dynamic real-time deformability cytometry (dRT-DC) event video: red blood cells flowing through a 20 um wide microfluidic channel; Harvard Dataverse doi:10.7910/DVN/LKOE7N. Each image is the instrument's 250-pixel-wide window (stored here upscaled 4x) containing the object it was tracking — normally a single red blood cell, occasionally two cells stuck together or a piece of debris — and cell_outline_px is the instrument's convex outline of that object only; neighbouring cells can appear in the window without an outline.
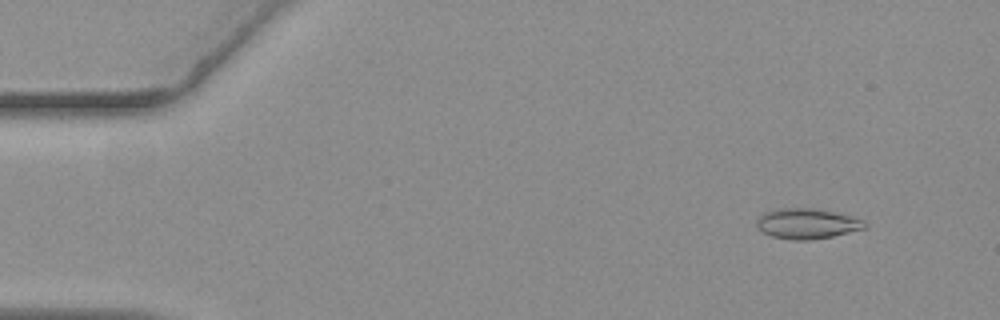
{"species": "common noctule bat (a hibernating species)", "species_latin": "Nyctalus noctula", "temperature_condition": "warm", "stored_images_in_passage": 53, "camera_frame_rate_fps": 3000, "um_per_image_px": 0.085, "animal": {"sex": "female", "body_mass_g": 19.3, "forearm_length_mm": 54.1}, "frame": {"image": 1, "passage_image": 2, "time_ms": 0.333, "image_size_px": [1000, 320], "cell_outline_px": [[868, 228], [832, 236], [812, 240], [792, 240], [772, 236], [764, 232], [756, 224], [756, 220], [764, 212], [780, 208], [812, 208], [852, 216], [864, 220], [868, 224]], "centroid_in_image_um": [68.63, 19.01], "position_along_channel_um": 16.4, "area_um2": 19.07}}
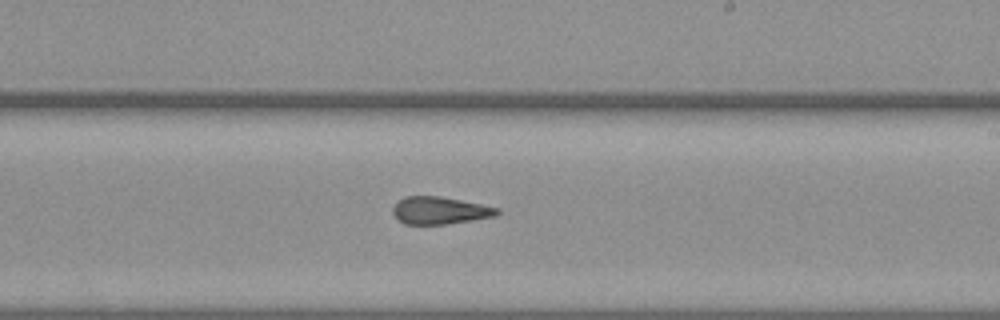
{"frame": {"image": 2, "passage_image": 30, "time_ms": 9.667, "image_size_px": [1000, 320], "cell_outline_px": [[500, 212], [496, 216], [448, 224], [404, 224], [392, 212], [392, 208], [404, 196], [440, 196], [500, 208]], "centroid_in_image_um": [37.4, 17.89], "position_along_channel_um": 251.6, "area_um2": 16.53}}
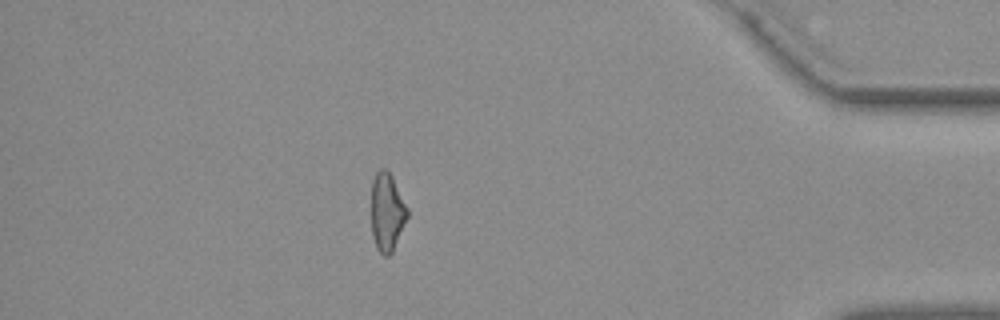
{"frame": {"image": 3, "passage_image": 46, "time_ms": 15.0, "image_size_px": [1000, 320], "cell_outline_px": [[408, 216], [392, 252], [388, 256], [384, 256], [376, 248], [372, 236], [372, 180], [376, 172], [380, 168], [384, 168], [392, 176], [408, 208]], "centroid_in_image_um": [32.89, 18.02], "position_along_channel_um": 402.3, "area_um2": 16.36}, "authors_computed_cell_mechanics": {"area_um2": 17.2822, "velocity_mm_per_s": 3.6657, "shape_relaxation_time_tau1_ms": null, "shape_relaxation_time_tau2_ms": 2.1784, "deformation_change_tau1": null, "deformation_change_tau2": 0.0978}}